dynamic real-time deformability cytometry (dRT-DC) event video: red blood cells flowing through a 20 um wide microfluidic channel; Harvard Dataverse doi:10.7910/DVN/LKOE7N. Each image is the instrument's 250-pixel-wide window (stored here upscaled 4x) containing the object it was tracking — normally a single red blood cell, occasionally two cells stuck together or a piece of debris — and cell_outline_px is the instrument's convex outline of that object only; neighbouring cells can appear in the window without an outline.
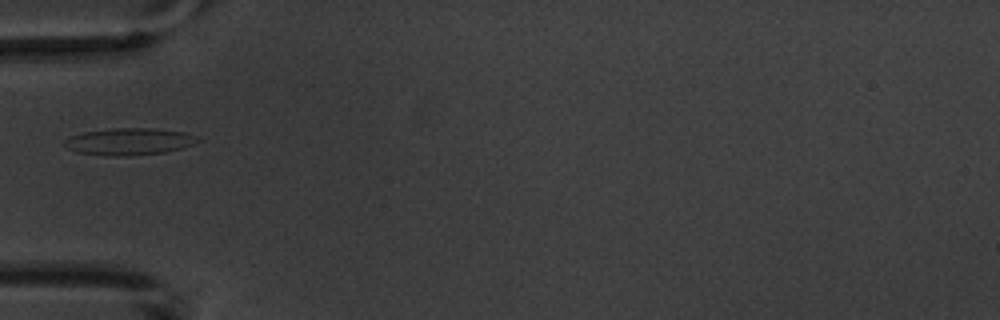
{"species": "common noctule bat (a hibernating species)", "species_latin": "Nyctalus noctula", "temperature_condition": "warm", "stored_images_in_passage": 4, "camera_frame_rate_fps": 3000, "um_per_image_px": 0.085, "animal": {"sex": "male", "body_mass_g": 20.1, "forearm_length_mm": 53.5}, "frame": {"image": 1, "passage_image": 1, "time_ms": 0.0, "image_size_px": [1000, 320], "cell_outline_px": [[204, 140], [180, 148], [164, 152], [132, 156], [104, 156], [76, 152], [68, 148], [64, 144], [64, 140], [72, 136], [84, 132], [116, 128], [152, 128], [184, 132], [200, 136]], "centroid_in_image_um": [11.02, 12.04], "position_along_channel_um": 74.0, "area_um2": 21.04}}
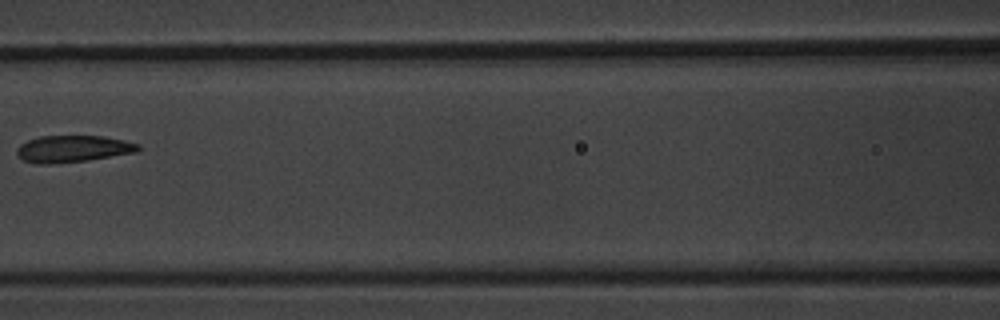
{"frame": {"image": 2, "passage_image": 3, "time_ms": 2.333, "image_size_px": [1000, 320], "cell_outline_px": [[140, 148], [136, 152], [88, 160], [48, 164], [36, 164], [24, 160], [16, 156], [16, 148], [20, 144], [28, 140], [40, 136], [104, 136], [124, 140], [140, 144]], "centroid_in_image_um": [6.16, 12.65], "position_along_channel_um": 160.4, "area_um2": 19.02}}
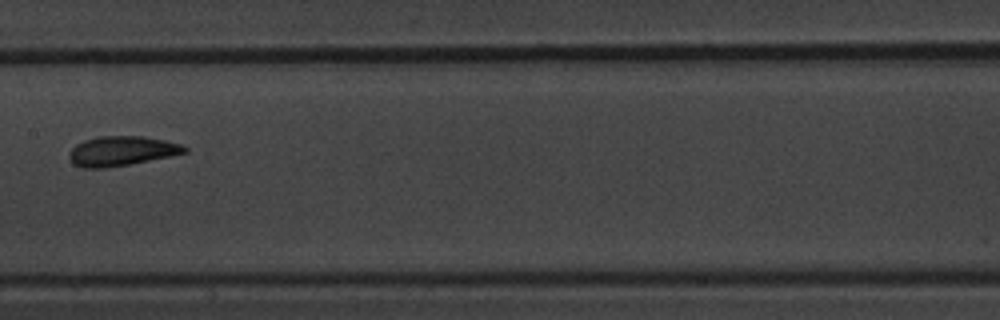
{"frame": {"image": 3, "passage_image": 4, "time_ms": 3.333, "image_size_px": [1000, 320], "cell_outline_px": [[188, 152], [128, 164], [104, 168], [80, 168], [72, 164], [68, 156], [68, 152], [76, 144], [84, 140], [96, 136], [144, 136], [164, 140], [180, 144], [188, 148]], "centroid_in_image_um": [10.27, 12.83], "position_along_channel_um": 197.1, "area_um2": 19.94}}